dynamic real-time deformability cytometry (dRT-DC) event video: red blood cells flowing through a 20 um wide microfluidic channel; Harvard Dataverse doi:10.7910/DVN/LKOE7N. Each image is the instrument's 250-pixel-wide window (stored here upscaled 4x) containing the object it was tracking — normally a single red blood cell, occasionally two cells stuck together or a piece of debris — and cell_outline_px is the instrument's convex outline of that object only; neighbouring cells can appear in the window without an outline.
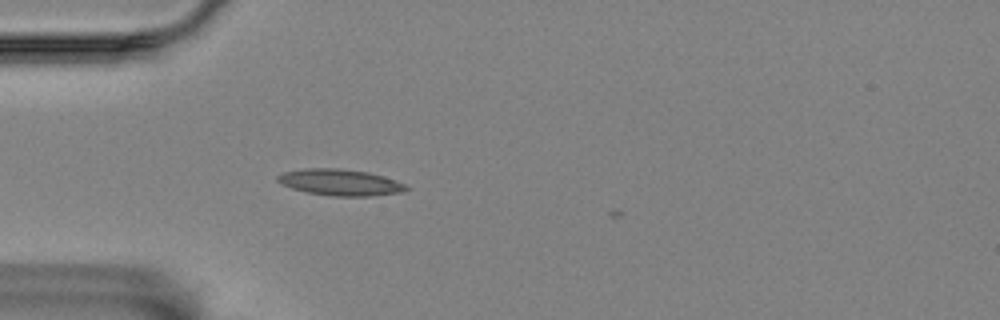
{"species": "Egyptian fruit bat (a non-hibernating species)", "species_latin": "Rousettus aegyptiacus", "temperature_condition": "room temperature", "stored_images_in_passage": 6, "camera_frame_rate_fps": 3000, "um_per_image_px": 0.085, "animal": {"sex": "female"}, "frame": {"image": 1, "passage_image": 5, "time_ms": 5.333, "image_size_px": [1000, 320], "cell_outline_px": [[408, 188], [404, 192], [368, 196], [332, 196], [304, 192], [292, 188], [276, 180], [276, 176], [284, 172], [304, 168], [340, 168], [368, 172], [384, 176], [408, 184]], "centroid_in_image_um": [28.94, 15.5], "position_along_channel_um": 56.1, "area_um2": 19.88}}